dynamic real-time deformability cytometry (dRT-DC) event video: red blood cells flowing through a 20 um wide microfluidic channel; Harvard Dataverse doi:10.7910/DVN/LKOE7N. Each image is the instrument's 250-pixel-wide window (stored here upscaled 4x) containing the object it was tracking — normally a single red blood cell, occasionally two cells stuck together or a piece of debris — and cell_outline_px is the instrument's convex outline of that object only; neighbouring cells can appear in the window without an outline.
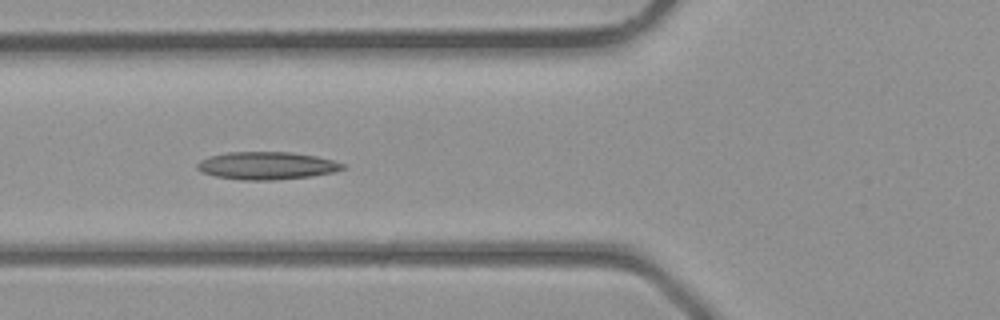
{"species": "common noctule bat (a hibernating species)", "species_latin": "Nyctalus noctula", "temperature_condition": "room temperature", "stored_images_in_passage": 19, "camera_frame_rate_fps": 3000, "um_per_image_px": 0.085, "animal": {"sex": "male", "body_mass_g": 23.1, "forearm_length_mm": 52.7}, "frame": {"image": 1, "passage_image": 11, "time_ms": 3.333, "image_size_px": [1000, 320], "cell_outline_px": [[348, 168], [336, 172], [312, 176], [272, 180], [240, 180], [216, 176], [200, 172], [196, 168], [196, 164], [200, 160], [208, 156], [228, 152], [292, 152], [316, 156], [348, 164]], "centroid_in_image_um": [22.71, 14.08], "position_along_channel_um": 103.1, "area_um2": 23.81}}
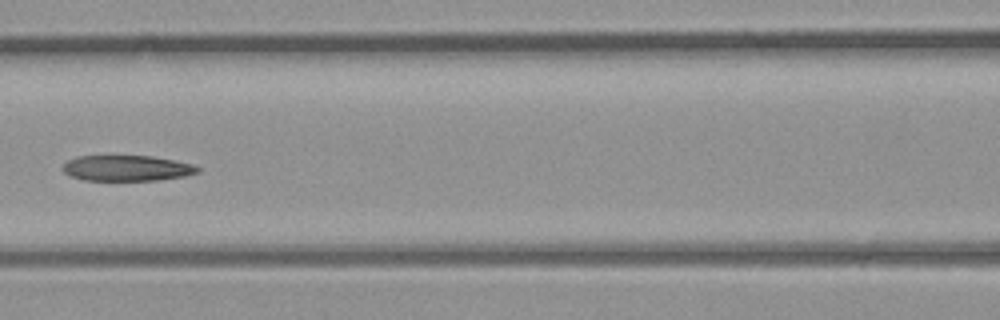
{"frame": {"image": 2, "passage_image": 14, "time_ms": 4.333, "image_size_px": [1000, 320], "cell_outline_px": [[200, 172], [184, 176], [156, 180], [84, 180], [68, 176], [60, 168], [68, 160], [76, 156], [152, 156], [192, 164], [200, 168]], "centroid_in_image_um": [10.74, 14.29], "position_along_channel_um": 155.9, "area_um2": 20.17}}
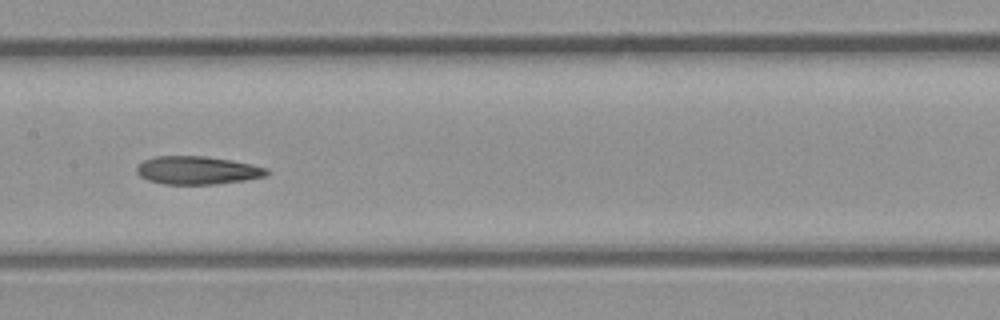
{"frame": {"image": 3, "passage_image": 16, "time_ms": 5.0, "image_size_px": [1000, 320], "cell_outline_px": [[272, 172], [264, 176], [244, 180], [216, 184], [164, 184], [148, 180], [140, 176], [136, 172], [136, 168], [144, 160], [156, 156], [204, 156], [232, 160], [252, 164], [268, 168]], "centroid_in_image_um": [16.8, 14.47], "position_along_channel_um": 190.6, "area_um2": 21.33}}